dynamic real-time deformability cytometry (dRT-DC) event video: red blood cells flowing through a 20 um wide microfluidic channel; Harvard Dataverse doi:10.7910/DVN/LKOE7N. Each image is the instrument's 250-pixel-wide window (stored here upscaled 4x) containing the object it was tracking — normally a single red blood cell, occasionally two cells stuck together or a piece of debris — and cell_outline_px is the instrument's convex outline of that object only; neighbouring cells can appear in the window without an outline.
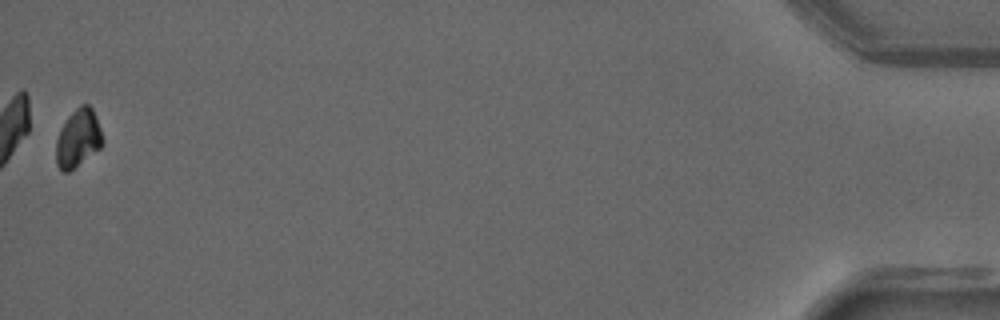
{"species": "common noctule bat (a hibernating species)", "species_latin": "Nyctalus noctula", "temperature_condition": "warm", "stored_images_in_passage": 48, "camera_frame_rate_fps": 3000, "um_per_image_px": 0.085, "animal": {"sex": "male", "forearm_length_mm": 52.5}, "frame": {"image": 1, "passage_image": 48, "time_ms": 15.667, "image_size_px": [1000, 320], "cell_outline_px": [[104, 144], [100, 148], [68, 172], [64, 172], [56, 164], [56, 140], [60, 128], [68, 116], [80, 104], [88, 104], [92, 108], [96, 116], [104, 140]], "centroid_in_image_um": [6.64, 11.73], "position_along_channel_um": 428.6, "area_um2": 15.72}, "authors_computed_cell_mechanics": {"area_um2": 18.3804, "velocity_mm_per_s": 3.7323, "shape_relaxation_time_tau1_ms": 2.7228, "shape_relaxation_time_tau2_ms": null, "deformation_change_tau1": 0.1214, "deformation_change_tau2": null}}